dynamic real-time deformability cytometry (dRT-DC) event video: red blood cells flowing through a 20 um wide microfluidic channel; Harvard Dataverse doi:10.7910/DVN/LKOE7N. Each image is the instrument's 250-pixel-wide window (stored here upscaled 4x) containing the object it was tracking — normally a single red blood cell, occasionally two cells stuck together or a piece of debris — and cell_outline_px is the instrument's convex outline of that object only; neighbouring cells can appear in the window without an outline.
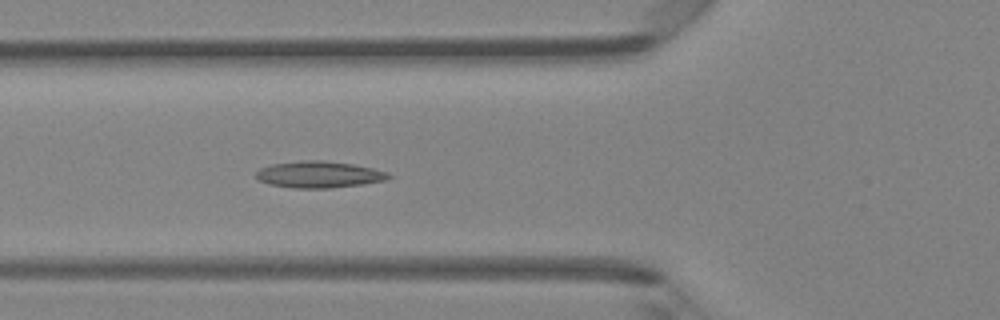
{"species": "Egyptian fruit bat (a non-hibernating species)", "species_latin": "Rousettus aegyptiacus", "temperature_condition": "room temperature", "stored_images_in_passage": 47, "camera_frame_rate_fps": 3000, "um_per_image_px": 0.085, "animal": {"sex": "female"}, "frame": {"image": 1, "passage_image": 18, "time_ms": 5.667, "image_size_px": [1000, 320], "cell_outline_px": [[392, 176], [388, 180], [364, 184], [328, 188], [292, 188], [268, 184], [260, 180], [256, 176], [256, 172], [260, 168], [272, 164], [300, 160], [324, 160], [352, 164], [372, 168], [388, 172]], "centroid_in_image_um": [27.13, 14.83], "position_along_channel_um": 98.7, "area_um2": 20.63}}
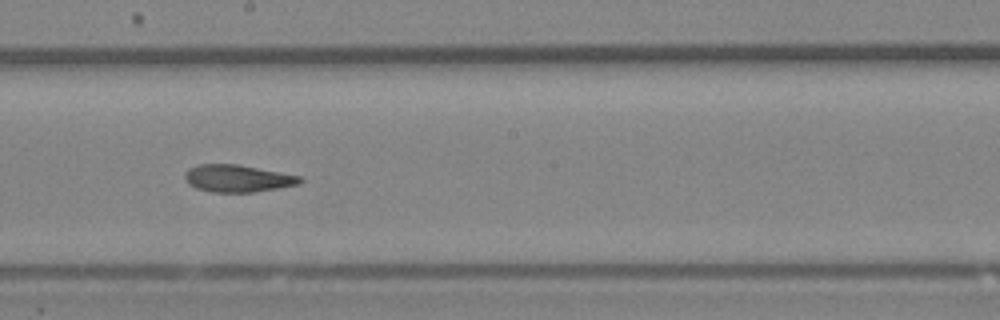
{"frame": {"image": 2, "passage_image": 27, "time_ms": 8.667, "image_size_px": [1000, 320], "cell_outline_px": [[304, 180], [300, 184], [252, 192], [212, 192], [196, 188], [188, 184], [184, 176], [188, 168], [200, 164], [236, 164], [280, 172], [300, 176]], "centroid_in_image_um": [20.18, 15.16], "position_along_channel_um": 228.0, "area_um2": 18.15}}
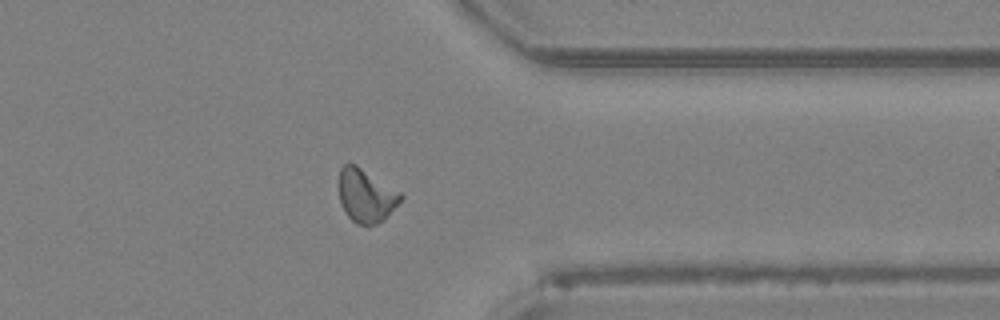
{"frame": {"image": 3, "passage_image": 38, "time_ms": 12.333, "image_size_px": [1000, 320], "cell_outline_px": [[404, 196], [384, 220], [368, 228], [356, 224], [344, 212], [340, 200], [340, 168], [344, 164], [356, 164], [400, 192]], "centroid_in_image_um": [31.11, 16.67], "position_along_channel_um": 380.3, "area_um2": 19.19}, "authors_computed_cell_mechanics": {"area_um2": 18.5538, "velocity_mm_per_s": 4.3342, "shape_relaxation_time_tau1_ms": null, "shape_relaxation_time_tau2_ms": 4.3672, "deformation_change_tau1": null, "deformation_change_tau2": 0.1225}}